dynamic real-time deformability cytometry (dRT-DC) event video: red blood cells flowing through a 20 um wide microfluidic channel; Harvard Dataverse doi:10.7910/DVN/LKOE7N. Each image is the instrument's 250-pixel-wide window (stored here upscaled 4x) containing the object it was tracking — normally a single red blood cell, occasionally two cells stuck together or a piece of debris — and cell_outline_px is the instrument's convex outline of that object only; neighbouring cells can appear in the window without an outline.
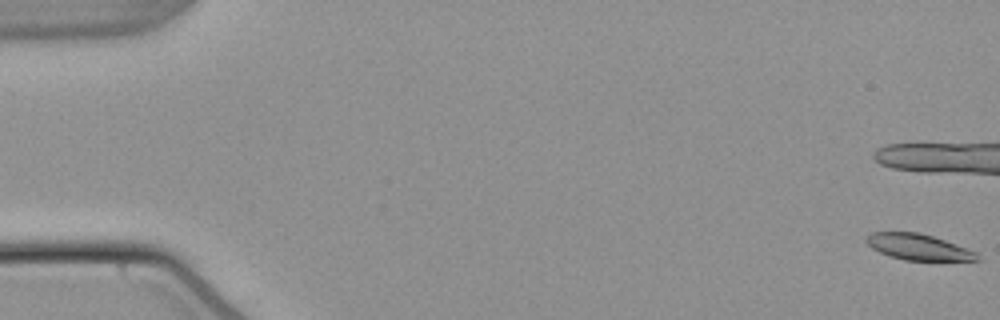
{"species": "common noctule bat (a hibernating species)", "species_latin": "Nyctalus noctula", "temperature_condition": "warm", "stored_images_in_passage": 14, "camera_frame_rate_fps": 3000, "um_per_image_px": 0.085, "animal": {"sex": "male", "body_mass_g": 21.5, "forearm_length_mm": 52.0}, "frame": {"image": 1, "passage_image": 1, "time_ms": 0.0, "image_size_px": [1000, 320], "cell_outline_px": [[980, 260], [904, 260], [880, 252], [872, 248], [864, 240], [872, 232], [920, 232], [944, 240], [976, 252]], "centroid_in_image_um": [78.03, 20.99], "position_along_channel_um": 7.0, "area_um2": 16.42}}